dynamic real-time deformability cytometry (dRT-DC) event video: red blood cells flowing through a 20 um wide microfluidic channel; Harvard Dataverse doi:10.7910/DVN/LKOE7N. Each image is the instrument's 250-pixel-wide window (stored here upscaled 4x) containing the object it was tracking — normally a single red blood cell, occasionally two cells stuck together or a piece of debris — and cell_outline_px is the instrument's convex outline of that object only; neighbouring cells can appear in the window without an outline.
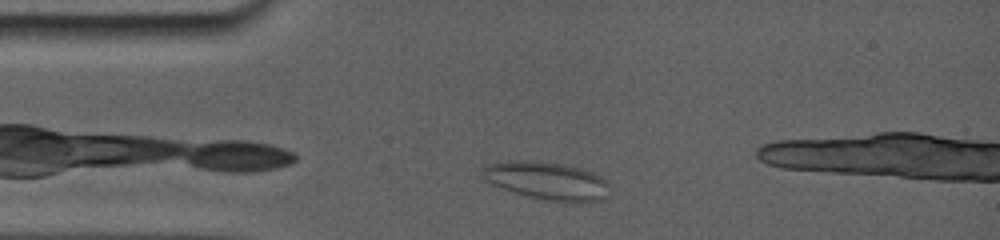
{"species": "common noctule bat (a hibernating species)", "species_latin": "Nyctalus noctula", "temperature_condition": "room temperature", "stored_images_in_passage": 3, "camera_frame_rate_fps": 5000, "um_per_image_px": 0.085, "animal": {"sex": "female", "body_mass_g": 19.0, "forearm_length_mm": 56.7}, "frame": {"image": 1, "passage_image": 2, "time_ms": 0.8, "image_size_px": [1000, 240], "cell_outline_px": [[612, 192], [604, 200], [568, 204], [544, 200], [512, 192], [500, 188], [484, 180], [484, 168], [488, 164], [556, 164], [580, 168], [592, 172], [608, 180], [612, 184]], "centroid_in_image_um": [46.71, 15.49], "position_along_channel_um": 38.3, "area_um2": 27.46}}